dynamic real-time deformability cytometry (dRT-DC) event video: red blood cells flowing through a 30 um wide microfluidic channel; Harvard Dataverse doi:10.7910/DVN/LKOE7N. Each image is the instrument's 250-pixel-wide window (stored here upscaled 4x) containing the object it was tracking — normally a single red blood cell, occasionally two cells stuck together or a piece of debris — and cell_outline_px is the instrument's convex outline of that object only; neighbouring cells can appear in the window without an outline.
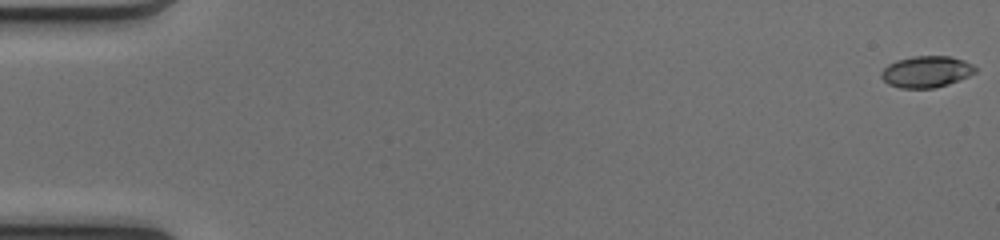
{"species": "common noctule bat (a hibernating species)", "species_latin": "Nyctalus noctula", "temperature_condition": "cold", "stored_images_in_passage": 51, "camera_frame_rate_fps": 3000, "um_per_image_px": 0.085, "animal": {"sex": "female", "body_mass_g": 17.0, "forearm_length_mm": 48.0}, "frame": {"image": 1, "passage_image": 1, "time_ms": 0.0, "image_size_px": [1000, 240], "cell_outline_px": [[976, 72], [968, 76], [948, 84], [936, 88], [900, 88], [888, 84], [880, 76], [880, 72], [888, 64], [896, 60], [912, 56], [948, 56], [964, 60], [972, 64], [976, 68]], "centroid_in_image_um": [78.72, 6.09], "position_along_channel_um": 6.3, "area_um2": 17.28}}
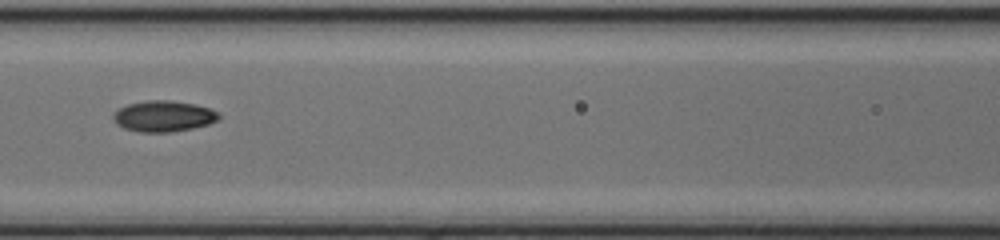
{"frame": {"image": 2, "passage_image": 24, "time_ms": 7.667, "image_size_px": [1000, 240], "cell_outline_px": [[220, 116], [216, 120], [208, 124], [192, 128], [172, 132], [140, 132], [124, 128], [116, 124], [112, 120], [112, 116], [120, 108], [128, 104], [148, 100], [172, 100], [196, 104], [220, 112]], "centroid_in_image_um": [13.9, 9.87], "position_along_channel_um": 152.7, "area_um2": 19.07}}
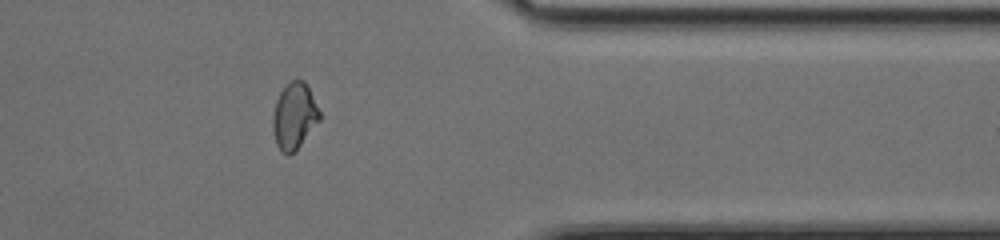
{"frame": {"image": 3, "passage_image": 42, "time_ms": 13.667, "image_size_px": [1000, 240], "cell_outline_px": [[320, 120], [300, 144], [288, 156], [280, 152], [276, 144], [272, 128], [272, 116], [276, 100], [280, 92], [292, 80], [304, 80], [320, 112]], "centroid_in_image_um": [24.98, 9.88], "position_along_channel_um": 386.4, "area_um2": 17.8}, "authors_computed_cell_mechanics": {"area_um2": 18.1492, "velocity_mm_per_s": 4.1253, "shape_relaxation_time_tau1_ms": 2.9214, "shape_relaxation_time_tau2_ms": 3.3007, "deformation_change_tau1": 0.1228, "deformation_change_tau2": 0.0628}}